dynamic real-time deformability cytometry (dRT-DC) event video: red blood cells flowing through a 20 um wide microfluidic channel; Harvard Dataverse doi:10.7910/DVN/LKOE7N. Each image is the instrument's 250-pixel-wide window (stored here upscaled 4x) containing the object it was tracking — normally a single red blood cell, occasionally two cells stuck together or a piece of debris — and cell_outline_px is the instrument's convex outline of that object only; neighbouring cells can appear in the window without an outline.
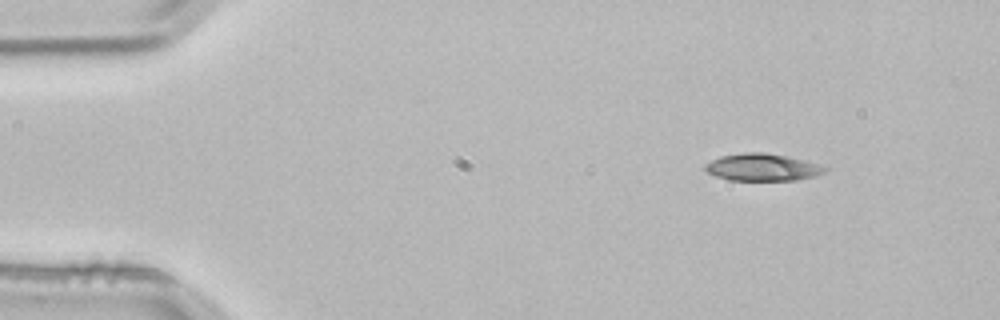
{"species": "common noctule bat (a hibernating species)", "species_latin": "Nyctalus noctula", "temperature_condition": "room temperature", "stored_images_in_passage": 3, "camera_frame_rate_fps": 3000, "um_per_image_px": 0.085, "animal": {"sex": "male", "body_mass_g": 21.5, "forearm_length_mm": 52.0}, "frame": {"image": 1, "passage_image": 1, "time_ms": 0.0, "image_size_px": [1000, 320], "cell_outline_px": [[828, 172], [816, 176], [796, 180], [728, 180], [716, 176], [708, 172], [704, 168], [704, 164], [720, 156], [744, 152], [764, 152], [788, 156], [816, 164], [828, 168]], "centroid_in_image_um": [64.8, 14.22], "position_along_channel_um": 20.2, "area_um2": 19.02}}